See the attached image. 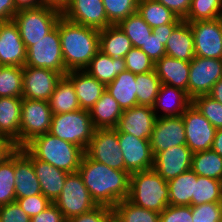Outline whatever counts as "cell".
Wrapping results in <instances>:
<instances>
[{
	"label": "cell",
	"instance_id": "obj_34",
	"mask_svg": "<svg viewBox=\"0 0 222 222\" xmlns=\"http://www.w3.org/2000/svg\"><path fill=\"white\" fill-rule=\"evenodd\" d=\"M137 13L151 28L183 21V19L177 17L171 10L156 0H139Z\"/></svg>",
	"mask_w": 222,
	"mask_h": 222
},
{
	"label": "cell",
	"instance_id": "obj_22",
	"mask_svg": "<svg viewBox=\"0 0 222 222\" xmlns=\"http://www.w3.org/2000/svg\"><path fill=\"white\" fill-rule=\"evenodd\" d=\"M191 104L192 99L186 91L167 84H161L152 108L157 118L177 117L181 116Z\"/></svg>",
	"mask_w": 222,
	"mask_h": 222
},
{
	"label": "cell",
	"instance_id": "obj_2",
	"mask_svg": "<svg viewBox=\"0 0 222 222\" xmlns=\"http://www.w3.org/2000/svg\"><path fill=\"white\" fill-rule=\"evenodd\" d=\"M58 30L65 68L84 70L99 51L100 30L72 23L63 16L58 20Z\"/></svg>",
	"mask_w": 222,
	"mask_h": 222
},
{
	"label": "cell",
	"instance_id": "obj_19",
	"mask_svg": "<svg viewBox=\"0 0 222 222\" xmlns=\"http://www.w3.org/2000/svg\"><path fill=\"white\" fill-rule=\"evenodd\" d=\"M156 119L152 107L137 105L122 112L115 129L140 139L150 140Z\"/></svg>",
	"mask_w": 222,
	"mask_h": 222
},
{
	"label": "cell",
	"instance_id": "obj_60",
	"mask_svg": "<svg viewBox=\"0 0 222 222\" xmlns=\"http://www.w3.org/2000/svg\"><path fill=\"white\" fill-rule=\"evenodd\" d=\"M208 95L214 98L216 101L222 103V78L213 85Z\"/></svg>",
	"mask_w": 222,
	"mask_h": 222
},
{
	"label": "cell",
	"instance_id": "obj_23",
	"mask_svg": "<svg viewBox=\"0 0 222 222\" xmlns=\"http://www.w3.org/2000/svg\"><path fill=\"white\" fill-rule=\"evenodd\" d=\"M16 198L42 194L32 161L18 148L14 152Z\"/></svg>",
	"mask_w": 222,
	"mask_h": 222
},
{
	"label": "cell",
	"instance_id": "obj_36",
	"mask_svg": "<svg viewBox=\"0 0 222 222\" xmlns=\"http://www.w3.org/2000/svg\"><path fill=\"white\" fill-rule=\"evenodd\" d=\"M112 210L121 222H160V213L139 207L128 199L119 201Z\"/></svg>",
	"mask_w": 222,
	"mask_h": 222
},
{
	"label": "cell",
	"instance_id": "obj_43",
	"mask_svg": "<svg viewBox=\"0 0 222 222\" xmlns=\"http://www.w3.org/2000/svg\"><path fill=\"white\" fill-rule=\"evenodd\" d=\"M108 21L117 25L129 15L137 12L139 0H102Z\"/></svg>",
	"mask_w": 222,
	"mask_h": 222
},
{
	"label": "cell",
	"instance_id": "obj_58",
	"mask_svg": "<svg viewBox=\"0 0 222 222\" xmlns=\"http://www.w3.org/2000/svg\"><path fill=\"white\" fill-rule=\"evenodd\" d=\"M15 9H30L42 6V0H13Z\"/></svg>",
	"mask_w": 222,
	"mask_h": 222
},
{
	"label": "cell",
	"instance_id": "obj_15",
	"mask_svg": "<svg viewBox=\"0 0 222 222\" xmlns=\"http://www.w3.org/2000/svg\"><path fill=\"white\" fill-rule=\"evenodd\" d=\"M23 98L48 101L55 90L56 84L63 76L50 69L24 66Z\"/></svg>",
	"mask_w": 222,
	"mask_h": 222
},
{
	"label": "cell",
	"instance_id": "obj_10",
	"mask_svg": "<svg viewBox=\"0 0 222 222\" xmlns=\"http://www.w3.org/2000/svg\"><path fill=\"white\" fill-rule=\"evenodd\" d=\"M85 154L110 168L125 170L124 158L118 142V131L115 128L95 129Z\"/></svg>",
	"mask_w": 222,
	"mask_h": 222
},
{
	"label": "cell",
	"instance_id": "obj_51",
	"mask_svg": "<svg viewBox=\"0 0 222 222\" xmlns=\"http://www.w3.org/2000/svg\"><path fill=\"white\" fill-rule=\"evenodd\" d=\"M112 213V208L97 206L87 213L66 220V222H105Z\"/></svg>",
	"mask_w": 222,
	"mask_h": 222
},
{
	"label": "cell",
	"instance_id": "obj_11",
	"mask_svg": "<svg viewBox=\"0 0 222 222\" xmlns=\"http://www.w3.org/2000/svg\"><path fill=\"white\" fill-rule=\"evenodd\" d=\"M181 116L189 149L193 153L210 150L217 129L193 104Z\"/></svg>",
	"mask_w": 222,
	"mask_h": 222
},
{
	"label": "cell",
	"instance_id": "obj_45",
	"mask_svg": "<svg viewBox=\"0 0 222 222\" xmlns=\"http://www.w3.org/2000/svg\"><path fill=\"white\" fill-rule=\"evenodd\" d=\"M126 70L134 74L154 71L155 63L141 49L132 47L125 56Z\"/></svg>",
	"mask_w": 222,
	"mask_h": 222
},
{
	"label": "cell",
	"instance_id": "obj_48",
	"mask_svg": "<svg viewBox=\"0 0 222 222\" xmlns=\"http://www.w3.org/2000/svg\"><path fill=\"white\" fill-rule=\"evenodd\" d=\"M160 222H193L192 206L168 205L160 213Z\"/></svg>",
	"mask_w": 222,
	"mask_h": 222
},
{
	"label": "cell",
	"instance_id": "obj_31",
	"mask_svg": "<svg viewBox=\"0 0 222 222\" xmlns=\"http://www.w3.org/2000/svg\"><path fill=\"white\" fill-rule=\"evenodd\" d=\"M132 47L118 25H110L99 32V50L112 58H125Z\"/></svg>",
	"mask_w": 222,
	"mask_h": 222
},
{
	"label": "cell",
	"instance_id": "obj_53",
	"mask_svg": "<svg viewBox=\"0 0 222 222\" xmlns=\"http://www.w3.org/2000/svg\"><path fill=\"white\" fill-rule=\"evenodd\" d=\"M171 10L177 17L184 19L189 11L191 0H156Z\"/></svg>",
	"mask_w": 222,
	"mask_h": 222
},
{
	"label": "cell",
	"instance_id": "obj_16",
	"mask_svg": "<svg viewBox=\"0 0 222 222\" xmlns=\"http://www.w3.org/2000/svg\"><path fill=\"white\" fill-rule=\"evenodd\" d=\"M62 16L72 23L97 30L112 25L108 21L102 0H71Z\"/></svg>",
	"mask_w": 222,
	"mask_h": 222
},
{
	"label": "cell",
	"instance_id": "obj_17",
	"mask_svg": "<svg viewBox=\"0 0 222 222\" xmlns=\"http://www.w3.org/2000/svg\"><path fill=\"white\" fill-rule=\"evenodd\" d=\"M150 145L154 156L172 146L186 145L182 116L158 117L153 127Z\"/></svg>",
	"mask_w": 222,
	"mask_h": 222
},
{
	"label": "cell",
	"instance_id": "obj_18",
	"mask_svg": "<svg viewBox=\"0 0 222 222\" xmlns=\"http://www.w3.org/2000/svg\"><path fill=\"white\" fill-rule=\"evenodd\" d=\"M192 157L187 145L172 146L154 156L152 169L168 182L191 169Z\"/></svg>",
	"mask_w": 222,
	"mask_h": 222
},
{
	"label": "cell",
	"instance_id": "obj_44",
	"mask_svg": "<svg viewBox=\"0 0 222 222\" xmlns=\"http://www.w3.org/2000/svg\"><path fill=\"white\" fill-rule=\"evenodd\" d=\"M192 104L216 129L222 128V103L207 94L195 97Z\"/></svg>",
	"mask_w": 222,
	"mask_h": 222
},
{
	"label": "cell",
	"instance_id": "obj_29",
	"mask_svg": "<svg viewBox=\"0 0 222 222\" xmlns=\"http://www.w3.org/2000/svg\"><path fill=\"white\" fill-rule=\"evenodd\" d=\"M84 71L106 86L126 71L125 58H112L99 50Z\"/></svg>",
	"mask_w": 222,
	"mask_h": 222
},
{
	"label": "cell",
	"instance_id": "obj_57",
	"mask_svg": "<svg viewBox=\"0 0 222 222\" xmlns=\"http://www.w3.org/2000/svg\"><path fill=\"white\" fill-rule=\"evenodd\" d=\"M71 0H42V6L54 9L61 14L68 8Z\"/></svg>",
	"mask_w": 222,
	"mask_h": 222
},
{
	"label": "cell",
	"instance_id": "obj_4",
	"mask_svg": "<svg viewBox=\"0 0 222 222\" xmlns=\"http://www.w3.org/2000/svg\"><path fill=\"white\" fill-rule=\"evenodd\" d=\"M167 181L153 169L130 174L128 200L133 204L161 213L169 205Z\"/></svg>",
	"mask_w": 222,
	"mask_h": 222
},
{
	"label": "cell",
	"instance_id": "obj_50",
	"mask_svg": "<svg viewBox=\"0 0 222 222\" xmlns=\"http://www.w3.org/2000/svg\"><path fill=\"white\" fill-rule=\"evenodd\" d=\"M140 49L147 54L154 63L166 55L163 41L156 33H152Z\"/></svg>",
	"mask_w": 222,
	"mask_h": 222
},
{
	"label": "cell",
	"instance_id": "obj_20",
	"mask_svg": "<svg viewBox=\"0 0 222 222\" xmlns=\"http://www.w3.org/2000/svg\"><path fill=\"white\" fill-rule=\"evenodd\" d=\"M24 42L13 20L0 23V65L24 67L26 63Z\"/></svg>",
	"mask_w": 222,
	"mask_h": 222
},
{
	"label": "cell",
	"instance_id": "obj_55",
	"mask_svg": "<svg viewBox=\"0 0 222 222\" xmlns=\"http://www.w3.org/2000/svg\"><path fill=\"white\" fill-rule=\"evenodd\" d=\"M18 147L10 139L0 136V164L9 158Z\"/></svg>",
	"mask_w": 222,
	"mask_h": 222
},
{
	"label": "cell",
	"instance_id": "obj_26",
	"mask_svg": "<svg viewBox=\"0 0 222 222\" xmlns=\"http://www.w3.org/2000/svg\"><path fill=\"white\" fill-rule=\"evenodd\" d=\"M22 97H0V136L20 148Z\"/></svg>",
	"mask_w": 222,
	"mask_h": 222
},
{
	"label": "cell",
	"instance_id": "obj_40",
	"mask_svg": "<svg viewBox=\"0 0 222 222\" xmlns=\"http://www.w3.org/2000/svg\"><path fill=\"white\" fill-rule=\"evenodd\" d=\"M222 17V0H191L187 16L183 19L195 21L215 20Z\"/></svg>",
	"mask_w": 222,
	"mask_h": 222
},
{
	"label": "cell",
	"instance_id": "obj_13",
	"mask_svg": "<svg viewBox=\"0 0 222 222\" xmlns=\"http://www.w3.org/2000/svg\"><path fill=\"white\" fill-rule=\"evenodd\" d=\"M189 24L194 36L195 56L222 59V17Z\"/></svg>",
	"mask_w": 222,
	"mask_h": 222
},
{
	"label": "cell",
	"instance_id": "obj_33",
	"mask_svg": "<svg viewBox=\"0 0 222 222\" xmlns=\"http://www.w3.org/2000/svg\"><path fill=\"white\" fill-rule=\"evenodd\" d=\"M52 115L81 109L72 82L62 76L48 100Z\"/></svg>",
	"mask_w": 222,
	"mask_h": 222
},
{
	"label": "cell",
	"instance_id": "obj_3",
	"mask_svg": "<svg viewBox=\"0 0 222 222\" xmlns=\"http://www.w3.org/2000/svg\"><path fill=\"white\" fill-rule=\"evenodd\" d=\"M36 159L50 163L67 173L78 172L84 151L50 133L34 137L24 146Z\"/></svg>",
	"mask_w": 222,
	"mask_h": 222
},
{
	"label": "cell",
	"instance_id": "obj_61",
	"mask_svg": "<svg viewBox=\"0 0 222 222\" xmlns=\"http://www.w3.org/2000/svg\"><path fill=\"white\" fill-rule=\"evenodd\" d=\"M105 222H121L118 217L112 213L106 220Z\"/></svg>",
	"mask_w": 222,
	"mask_h": 222
},
{
	"label": "cell",
	"instance_id": "obj_30",
	"mask_svg": "<svg viewBox=\"0 0 222 222\" xmlns=\"http://www.w3.org/2000/svg\"><path fill=\"white\" fill-rule=\"evenodd\" d=\"M135 80L136 74L126 70L106 85V90L114 97L123 111L137 106Z\"/></svg>",
	"mask_w": 222,
	"mask_h": 222
},
{
	"label": "cell",
	"instance_id": "obj_46",
	"mask_svg": "<svg viewBox=\"0 0 222 222\" xmlns=\"http://www.w3.org/2000/svg\"><path fill=\"white\" fill-rule=\"evenodd\" d=\"M193 222H222V202L192 206Z\"/></svg>",
	"mask_w": 222,
	"mask_h": 222
},
{
	"label": "cell",
	"instance_id": "obj_59",
	"mask_svg": "<svg viewBox=\"0 0 222 222\" xmlns=\"http://www.w3.org/2000/svg\"><path fill=\"white\" fill-rule=\"evenodd\" d=\"M211 149L222 157V128L216 130Z\"/></svg>",
	"mask_w": 222,
	"mask_h": 222
},
{
	"label": "cell",
	"instance_id": "obj_21",
	"mask_svg": "<svg viewBox=\"0 0 222 222\" xmlns=\"http://www.w3.org/2000/svg\"><path fill=\"white\" fill-rule=\"evenodd\" d=\"M19 149L32 161L42 194L54 202L62 192L68 173L48 162L36 159L25 147Z\"/></svg>",
	"mask_w": 222,
	"mask_h": 222
},
{
	"label": "cell",
	"instance_id": "obj_37",
	"mask_svg": "<svg viewBox=\"0 0 222 222\" xmlns=\"http://www.w3.org/2000/svg\"><path fill=\"white\" fill-rule=\"evenodd\" d=\"M211 202H222V182L221 180L198 175L195 179L192 206Z\"/></svg>",
	"mask_w": 222,
	"mask_h": 222
},
{
	"label": "cell",
	"instance_id": "obj_14",
	"mask_svg": "<svg viewBox=\"0 0 222 222\" xmlns=\"http://www.w3.org/2000/svg\"><path fill=\"white\" fill-rule=\"evenodd\" d=\"M118 142L124 158L125 171L129 174L153 168L154 155L150 140L118 132Z\"/></svg>",
	"mask_w": 222,
	"mask_h": 222
},
{
	"label": "cell",
	"instance_id": "obj_9",
	"mask_svg": "<svg viewBox=\"0 0 222 222\" xmlns=\"http://www.w3.org/2000/svg\"><path fill=\"white\" fill-rule=\"evenodd\" d=\"M52 111L48 101L22 97L20 118V147H24L34 137L49 131Z\"/></svg>",
	"mask_w": 222,
	"mask_h": 222
},
{
	"label": "cell",
	"instance_id": "obj_25",
	"mask_svg": "<svg viewBox=\"0 0 222 222\" xmlns=\"http://www.w3.org/2000/svg\"><path fill=\"white\" fill-rule=\"evenodd\" d=\"M161 84L184 90L188 94L190 62L164 55L154 66Z\"/></svg>",
	"mask_w": 222,
	"mask_h": 222
},
{
	"label": "cell",
	"instance_id": "obj_8",
	"mask_svg": "<svg viewBox=\"0 0 222 222\" xmlns=\"http://www.w3.org/2000/svg\"><path fill=\"white\" fill-rule=\"evenodd\" d=\"M53 203L66 220L97 207L78 172L68 173L62 192Z\"/></svg>",
	"mask_w": 222,
	"mask_h": 222
},
{
	"label": "cell",
	"instance_id": "obj_32",
	"mask_svg": "<svg viewBox=\"0 0 222 222\" xmlns=\"http://www.w3.org/2000/svg\"><path fill=\"white\" fill-rule=\"evenodd\" d=\"M197 176L198 175L190 169L167 182L169 205L192 206V195H194L195 179H197Z\"/></svg>",
	"mask_w": 222,
	"mask_h": 222
},
{
	"label": "cell",
	"instance_id": "obj_49",
	"mask_svg": "<svg viewBox=\"0 0 222 222\" xmlns=\"http://www.w3.org/2000/svg\"><path fill=\"white\" fill-rule=\"evenodd\" d=\"M29 217L15 201L0 206V222H30Z\"/></svg>",
	"mask_w": 222,
	"mask_h": 222
},
{
	"label": "cell",
	"instance_id": "obj_12",
	"mask_svg": "<svg viewBox=\"0 0 222 222\" xmlns=\"http://www.w3.org/2000/svg\"><path fill=\"white\" fill-rule=\"evenodd\" d=\"M222 78V59L195 56L190 62L188 95L193 100L210 93L213 85Z\"/></svg>",
	"mask_w": 222,
	"mask_h": 222
},
{
	"label": "cell",
	"instance_id": "obj_56",
	"mask_svg": "<svg viewBox=\"0 0 222 222\" xmlns=\"http://www.w3.org/2000/svg\"><path fill=\"white\" fill-rule=\"evenodd\" d=\"M179 24L180 23H169L163 26H158V27L152 28V33H156L158 37L163 41V45L165 46L173 30Z\"/></svg>",
	"mask_w": 222,
	"mask_h": 222
},
{
	"label": "cell",
	"instance_id": "obj_1",
	"mask_svg": "<svg viewBox=\"0 0 222 222\" xmlns=\"http://www.w3.org/2000/svg\"><path fill=\"white\" fill-rule=\"evenodd\" d=\"M78 173L97 206L113 208L129 196L130 174L125 170L110 168L84 153Z\"/></svg>",
	"mask_w": 222,
	"mask_h": 222
},
{
	"label": "cell",
	"instance_id": "obj_7",
	"mask_svg": "<svg viewBox=\"0 0 222 222\" xmlns=\"http://www.w3.org/2000/svg\"><path fill=\"white\" fill-rule=\"evenodd\" d=\"M24 66L50 69L65 76L68 70L62 56L58 22L44 38L27 48Z\"/></svg>",
	"mask_w": 222,
	"mask_h": 222
},
{
	"label": "cell",
	"instance_id": "obj_38",
	"mask_svg": "<svg viewBox=\"0 0 222 222\" xmlns=\"http://www.w3.org/2000/svg\"><path fill=\"white\" fill-rule=\"evenodd\" d=\"M135 48H141L152 34V28L136 12L117 24Z\"/></svg>",
	"mask_w": 222,
	"mask_h": 222
},
{
	"label": "cell",
	"instance_id": "obj_52",
	"mask_svg": "<svg viewBox=\"0 0 222 222\" xmlns=\"http://www.w3.org/2000/svg\"><path fill=\"white\" fill-rule=\"evenodd\" d=\"M30 222H66L59 208L52 202L45 210L31 217Z\"/></svg>",
	"mask_w": 222,
	"mask_h": 222
},
{
	"label": "cell",
	"instance_id": "obj_28",
	"mask_svg": "<svg viewBox=\"0 0 222 222\" xmlns=\"http://www.w3.org/2000/svg\"><path fill=\"white\" fill-rule=\"evenodd\" d=\"M89 111L95 129L115 128L123 112L118 102L107 90L102 93Z\"/></svg>",
	"mask_w": 222,
	"mask_h": 222
},
{
	"label": "cell",
	"instance_id": "obj_41",
	"mask_svg": "<svg viewBox=\"0 0 222 222\" xmlns=\"http://www.w3.org/2000/svg\"><path fill=\"white\" fill-rule=\"evenodd\" d=\"M22 94V67L3 66L0 70V97H22Z\"/></svg>",
	"mask_w": 222,
	"mask_h": 222
},
{
	"label": "cell",
	"instance_id": "obj_27",
	"mask_svg": "<svg viewBox=\"0 0 222 222\" xmlns=\"http://www.w3.org/2000/svg\"><path fill=\"white\" fill-rule=\"evenodd\" d=\"M166 55L191 62L195 57L194 36L190 24L182 21L172 32L165 45Z\"/></svg>",
	"mask_w": 222,
	"mask_h": 222
},
{
	"label": "cell",
	"instance_id": "obj_42",
	"mask_svg": "<svg viewBox=\"0 0 222 222\" xmlns=\"http://www.w3.org/2000/svg\"><path fill=\"white\" fill-rule=\"evenodd\" d=\"M16 201L14 153L0 164V206Z\"/></svg>",
	"mask_w": 222,
	"mask_h": 222
},
{
	"label": "cell",
	"instance_id": "obj_47",
	"mask_svg": "<svg viewBox=\"0 0 222 222\" xmlns=\"http://www.w3.org/2000/svg\"><path fill=\"white\" fill-rule=\"evenodd\" d=\"M16 202L29 217L39 214L52 203L43 194L16 198Z\"/></svg>",
	"mask_w": 222,
	"mask_h": 222
},
{
	"label": "cell",
	"instance_id": "obj_54",
	"mask_svg": "<svg viewBox=\"0 0 222 222\" xmlns=\"http://www.w3.org/2000/svg\"><path fill=\"white\" fill-rule=\"evenodd\" d=\"M16 13L13 0H0V23L11 21Z\"/></svg>",
	"mask_w": 222,
	"mask_h": 222
},
{
	"label": "cell",
	"instance_id": "obj_5",
	"mask_svg": "<svg viewBox=\"0 0 222 222\" xmlns=\"http://www.w3.org/2000/svg\"><path fill=\"white\" fill-rule=\"evenodd\" d=\"M94 130L90 111L78 109L52 115L48 133L80 147L85 152Z\"/></svg>",
	"mask_w": 222,
	"mask_h": 222
},
{
	"label": "cell",
	"instance_id": "obj_35",
	"mask_svg": "<svg viewBox=\"0 0 222 222\" xmlns=\"http://www.w3.org/2000/svg\"><path fill=\"white\" fill-rule=\"evenodd\" d=\"M191 169L199 176L222 181V157L212 149L193 153Z\"/></svg>",
	"mask_w": 222,
	"mask_h": 222
},
{
	"label": "cell",
	"instance_id": "obj_24",
	"mask_svg": "<svg viewBox=\"0 0 222 222\" xmlns=\"http://www.w3.org/2000/svg\"><path fill=\"white\" fill-rule=\"evenodd\" d=\"M65 76L72 82L81 109L90 110L106 86L84 70H71Z\"/></svg>",
	"mask_w": 222,
	"mask_h": 222
},
{
	"label": "cell",
	"instance_id": "obj_39",
	"mask_svg": "<svg viewBox=\"0 0 222 222\" xmlns=\"http://www.w3.org/2000/svg\"><path fill=\"white\" fill-rule=\"evenodd\" d=\"M135 81L137 105L152 107L161 86V81L155 70L147 73L136 74Z\"/></svg>",
	"mask_w": 222,
	"mask_h": 222
},
{
	"label": "cell",
	"instance_id": "obj_6",
	"mask_svg": "<svg viewBox=\"0 0 222 222\" xmlns=\"http://www.w3.org/2000/svg\"><path fill=\"white\" fill-rule=\"evenodd\" d=\"M62 14L44 6L18 10L13 17L26 49L44 38L57 24Z\"/></svg>",
	"mask_w": 222,
	"mask_h": 222
}]
</instances>
